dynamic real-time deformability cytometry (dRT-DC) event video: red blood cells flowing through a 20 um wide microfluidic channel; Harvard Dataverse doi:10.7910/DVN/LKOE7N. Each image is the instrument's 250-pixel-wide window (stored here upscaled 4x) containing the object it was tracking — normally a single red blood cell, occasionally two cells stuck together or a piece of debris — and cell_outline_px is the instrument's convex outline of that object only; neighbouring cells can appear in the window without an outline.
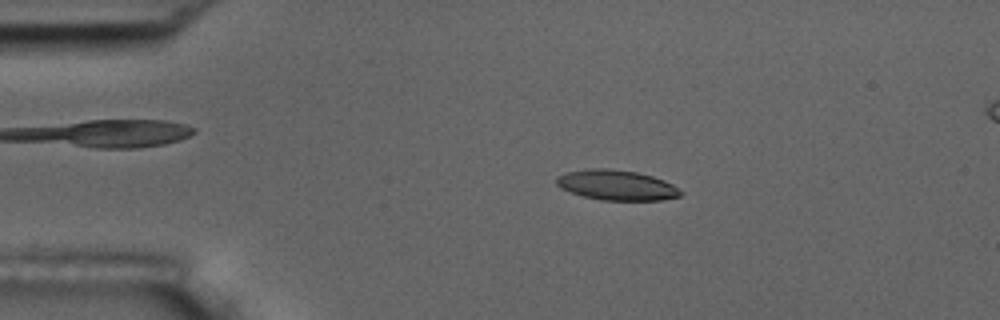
{"species": "common noctule bat (a hibernating species)", "species_latin": "Nyctalus noctula", "temperature_condition": "room temperature", "stored_images_in_passage": 56, "camera_frame_rate_fps": 3000, "um_per_image_px": 0.085, "animal": {"sex": "male", "body_mass_g": 17.5, "forearm_length_mm": 52.3}, "frame": {"image": 1, "passage_image": 11, "time_ms": 3.333, "image_size_px": [1000, 320], "cell_outline_px": [[684, 192], [680, 196], [660, 200], [600, 200], [584, 196], [560, 188], [556, 184], [556, 176], [564, 172], [588, 168], [608, 168], [636, 172], [652, 176], [664, 180], [672, 184]], "centroid_in_image_um": [52.39, 15.72], "position_along_channel_um": 32.6, "area_um2": 21.91}}
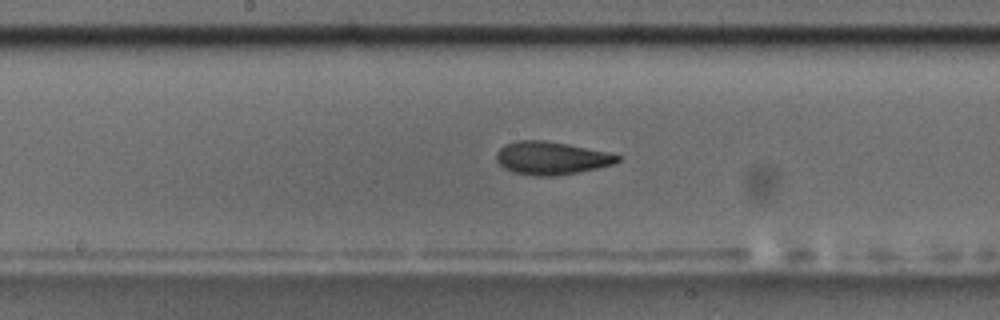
{"frame": {"image": 2, "passage_image": 29, "time_ms": 9.333, "image_size_px": [1000, 320], "cell_outline_px": [[620, 160], [616, 164], [556, 176], [532, 176], [512, 172], [504, 168], [496, 160], [496, 152], [504, 144], [516, 140], [544, 140], [568, 144], [608, 152], [620, 156]], "centroid_in_image_um": [46.83, 13.43], "position_along_channel_um": 201.4, "area_um2": 23.41}}
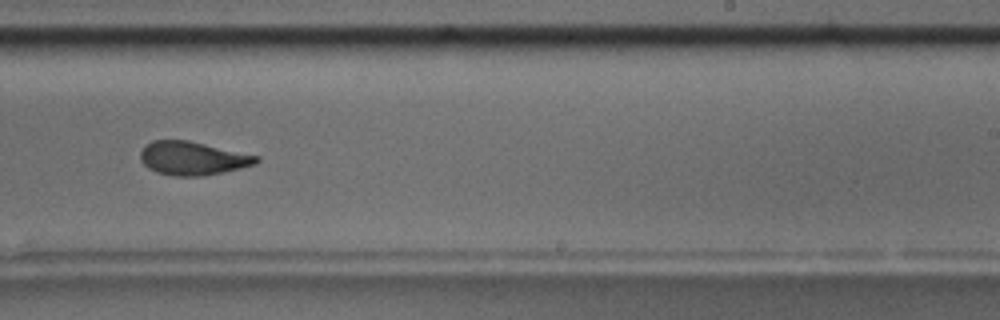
{"frame": {"image": 3, "passage_image": 35, "time_ms": 11.333, "image_size_px": [1000, 320], "cell_outline_px": [[260, 160], [256, 164], [240, 168], [204, 176], [176, 176], [156, 172], [148, 168], [140, 160], [140, 152], [144, 144], [152, 140], [188, 140], [260, 156]], "centroid_in_image_um": [16.36, 13.45], "position_along_channel_um": 272.6, "area_um2": 22.77}, "authors_computed_cell_mechanics": {"area_um2": 22.8021, "velocity_mm_per_s": 3.5749, "shape_relaxation_time_tau1_ms": 4.7874, "shape_relaxation_time_tau2_ms": 2.4678, "deformation_change_tau1": 0.1569, "deformation_change_tau2": 0.0947}}